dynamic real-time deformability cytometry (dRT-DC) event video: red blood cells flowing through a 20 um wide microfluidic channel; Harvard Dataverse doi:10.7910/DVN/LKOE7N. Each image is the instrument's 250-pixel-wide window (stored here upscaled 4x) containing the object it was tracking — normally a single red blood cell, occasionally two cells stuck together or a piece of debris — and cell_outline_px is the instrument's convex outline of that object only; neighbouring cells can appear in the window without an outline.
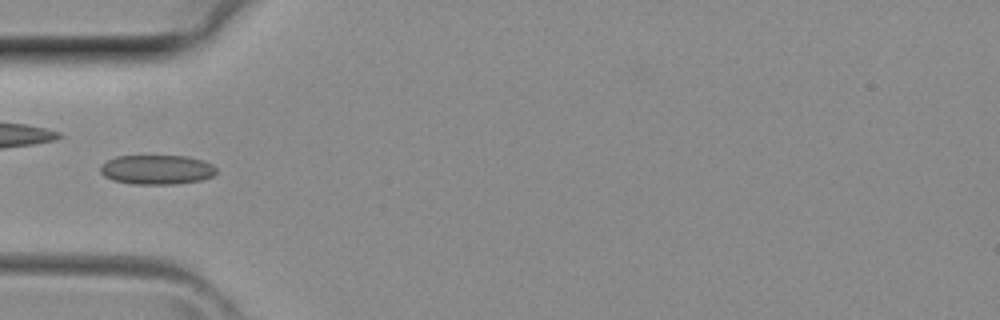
{"species": "common noctule bat (a hibernating species)", "species_latin": "Nyctalus noctula", "temperature_condition": "room temperature", "stored_images_in_passage": 39, "camera_frame_rate_fps": 3000, "um_per_image_px": 0.085, "animal": {"sex": "female", "body_mass_g": 29.2, "forearm_length_mm": 56.3}, "frame": {"image": 1, "passage_image": 12, "time_ms": 3.667, "image_size_px": [1000, 320], "cell_outline_px": [[216, 172], [212, 176], [200, 180], [176, 184], [132, 184], [112, 180], [104, 176], [100, 172], [100, 164], [116, 156], [188, 156], [204, 160], [212, 164], [216, 168]], "centroid_in_image_um": [13.32, 14.42], "position_along_channel_um": 71.7, "area_um2": 20.06}}
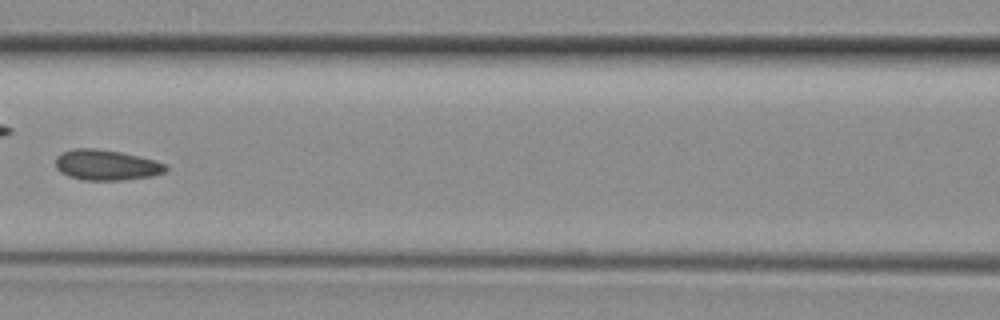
{"frame": {"image": 2, "passage_image": 17, "time_ms": 5.333, "image_size_px": [1000, 320], "cell_outline_px": [[168, 168], [164, 172], [152, 176], [120, 180], [84, 180], [68, 176], [60, 172], [56, 168], [56, 156], [64, 152], [76, 148], [96, 148], [120, 152], [140, 156], [164, 164]], "centroid_in_image_um": [9.01, 14.03], "position_along_channel_um": 157.6, "area_um2": 19.42}}